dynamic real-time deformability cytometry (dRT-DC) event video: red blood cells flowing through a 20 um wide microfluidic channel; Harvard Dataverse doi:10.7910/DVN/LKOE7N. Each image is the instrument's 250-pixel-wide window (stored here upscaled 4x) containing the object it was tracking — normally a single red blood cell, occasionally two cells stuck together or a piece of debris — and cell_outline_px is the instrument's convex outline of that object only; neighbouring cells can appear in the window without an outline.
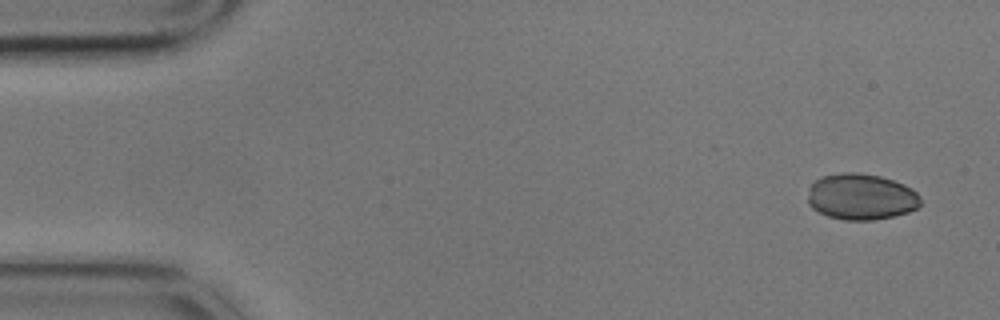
{"species": "common noctule bat (a hibernating species)", "species_latin": "Nyctalus noctula", "temperature_condition": "cold", "stored_images_in_passage": 3, "camera_frame_rate_fps": 3000, "um_per_image_px": 0.085, "animal": {"sex": "male", "body_mass_g": 17.9}, "frame": {"image": 1, "passage_image": 1, "time_ms": 0.0, "image_size_px": [1000, 320], "cell_outline_px": [[920, 204], [916, 208], [908, 212], [892, 216], [872, 220], [844, 220], [828, 216], [812, 208], [808, 204], [808, 188], [820, 176], [840, 172], [860, 172], [880, 176], [904, 184], [912, 188], [920, 196]], "centroid_in_image_um": [73.17, 16.71], "position_along_channel_um": 11.8, "area_um2": 30.52}}